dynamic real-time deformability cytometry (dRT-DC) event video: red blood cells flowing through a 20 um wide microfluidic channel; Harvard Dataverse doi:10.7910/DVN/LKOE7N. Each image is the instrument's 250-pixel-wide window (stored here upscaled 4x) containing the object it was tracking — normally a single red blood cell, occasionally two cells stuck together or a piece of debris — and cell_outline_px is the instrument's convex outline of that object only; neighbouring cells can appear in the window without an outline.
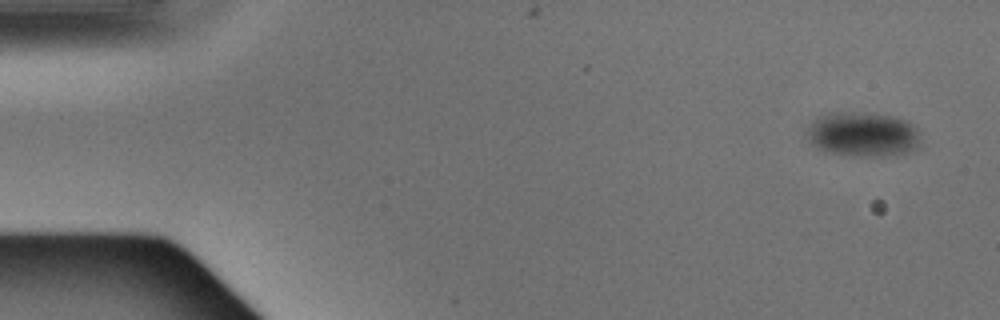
{"species": "Egyptian fruit bat (a non-hibernating species)", "species_latin": "Rousettus aegyptiacus", "temperature_condition": "warm", "stored_images_in_passage": 4, "camera_frame_rate_fps": 3000, "um_per_image_px": 0.085, "animal": {"sex": "male"}, "frame": {"image": 1, "passage_image": 1, "time_ms": 0.0, "image_size_px": [1000, 320], "cell_outline_px": [[920, 144], [916, 148], [904, 152], [880, 156], [852, 156], [824, 152], [812, 144], [804, 136], [812, 120], [816, 116], [828, 112], [864, 112], [896, 116], [908, 120], [920, 132]], "centroid_in_image_um": [73.3, 11.39], "position_along_channel_um": 11.7, "area_um2": 30.23}}